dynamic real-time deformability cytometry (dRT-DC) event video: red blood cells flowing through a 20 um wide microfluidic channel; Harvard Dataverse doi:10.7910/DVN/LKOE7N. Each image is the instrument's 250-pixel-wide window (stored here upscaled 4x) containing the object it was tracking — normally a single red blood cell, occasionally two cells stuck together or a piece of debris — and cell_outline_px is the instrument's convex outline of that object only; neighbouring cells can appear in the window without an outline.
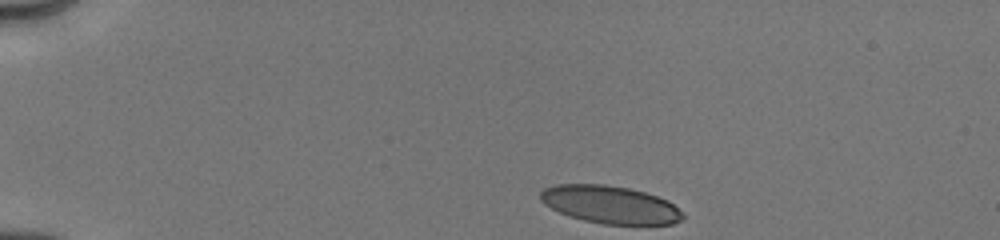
{"species": "human", "species_latin": "Homo sapiens", "temperature_condition": "cold", "stored_images_in_passage": 54, "camera_frame_rate_fps": 3000, "um_per_image_px": 0.085, "donor": {"sex": "male"}, "frame": {"image": 1, "passage_image": 1, "time_ms": 0.0, "image_size_px": [1000, 240], "cell_outline_px": [[684, 220], [672, 224], [604, 224], [584, 220], [560, 212], [544, 204], [540, 200], [540, 192], [544, 188], [556, 184], [604, 184], [628, 188], [644, 192], [668, 200], [684, 212]], "centroid_in_image_um": [51.89, 17.39], "position_along_channel_um": 33.1, "area_um2": 31.27}}
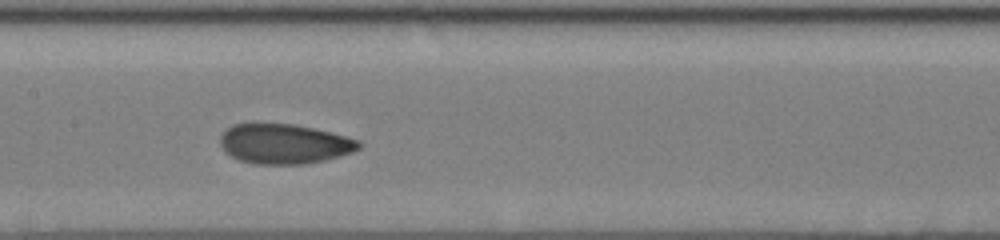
{"frame": {"image": 2, "passage_image": 31, "time_ms": 5.667, "image_size_px": [1000, 240], "cell_outline_px": [[364, 144], [360, 148], [352, 152], [340, 156], [324, 160], [304, 164], [256, 164], [240, 160], [224, 152], [220, 144], [220, 136], [232, 124], [252, 120], [296, 124], [348, 136], [360, 140]], "centroid_in_image_um": [24.14, 12.18], "position_along_channel_um": 183.3, "area_um2": 33.23}}
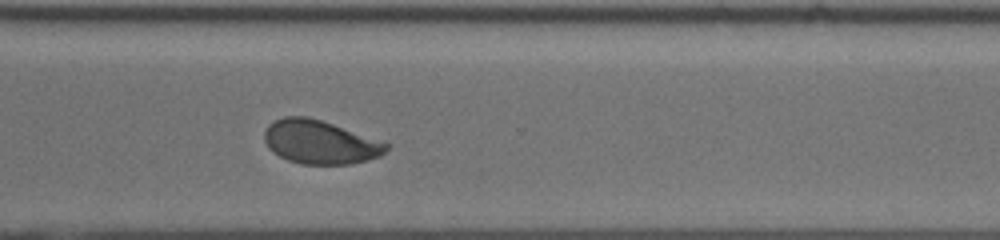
{"frame": {"image": 3, "passage_image": 53, "time_ms": 9.667, "image_size_px": [1000, 240], "cell_outline_px": [[388, 148], [380, 156], [348, 164], [300, 164], [288, 160], [272, 152], [268, 148], [264, 140], [264, 132], [268, 124], [284, 116], [304, 116], [320, 120], [332, 124], [388, 144]], "centroid_in_image_um": [27.12, 12.08], "position_along_channel_um": 343.5, "area_um2": 30.46}}